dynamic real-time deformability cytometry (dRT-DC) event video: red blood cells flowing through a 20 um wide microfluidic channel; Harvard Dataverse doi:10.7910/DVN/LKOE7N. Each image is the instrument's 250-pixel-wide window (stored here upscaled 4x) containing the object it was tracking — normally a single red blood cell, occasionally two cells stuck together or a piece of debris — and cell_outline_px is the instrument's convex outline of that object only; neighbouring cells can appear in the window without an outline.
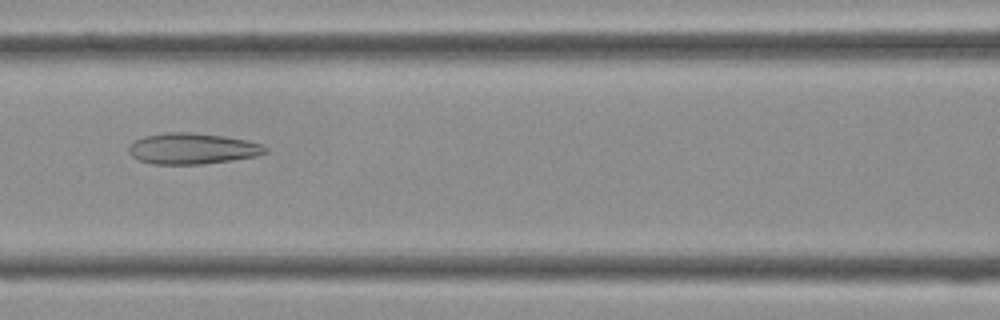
{"species": "Egyptian fruit bat (a non-hibernating species)", "species_latin": "Rousettus aegyptiacus", "temperature_condition": "cold", "stored_images_in_passage": 41, "camera_frame_rate_fps": 3000, "um_per_image_px": 0.085, "frame": {"image": 1, "passage_image": 18, "time_ms": 5.667, "image_size_px": [1000, 320], "cell_outline_px": [[268, 152], [256, 156], [232, 160], [200, 164], [152, 164], [140, 160], [132, 156], [128, 152], [128, 144], [144, 136], [168, 132], [192, 132], [224, 136], [248, 140], [264, 144], [268, 148]], "centroid_in_image_um": [16.37, 12.62], "position_along_channel_um": 150.2, "area_um2": 24.85}}
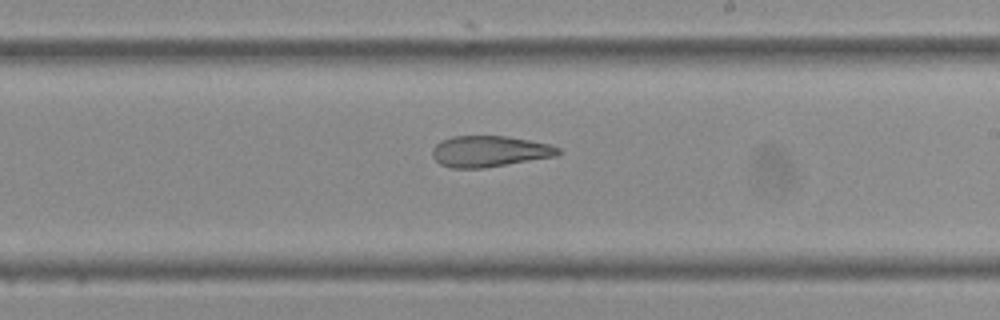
{"frame": {"image": 2, "passage_image": 24, "time_ms": 7.667, "image_size_px": [1000, 320], "cell_outline_px": [[564, 152], [556, 156], [484, 168], [448, 168], [440, 164], [432, 156], [432, 148], [440, 140], [452, 136], [508, 136], [552, 144], [560, 148]], "centroid_in_image_um": [41.62, 12.86], "position_along_channel_um": 247.4, "area_um2": 23.12}}
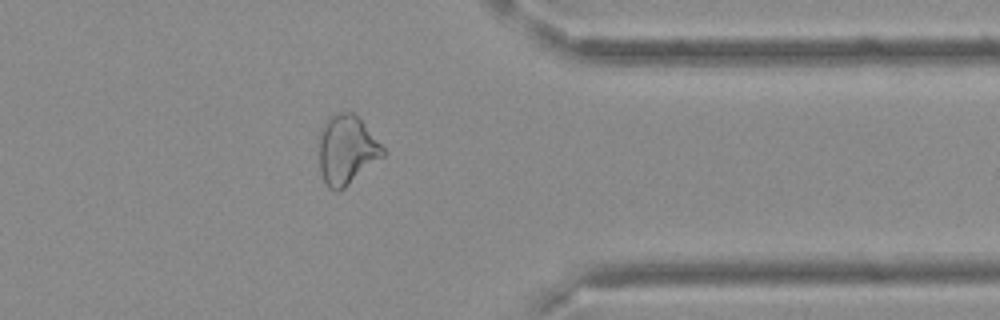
{"frame": {"image": 3, "passage_image": 33, "time_ms": 10.667, "image_size_px": [1000, 320], "cell_outline_px": [[384, 156], [340, 192], [336, 192], [328, 188], [324, 184], [320, 172], [320, 128], [324, 120], [336, 112], [352, 112], [360, 120], [384, 148]], "centroid_in_image_um": [29.43, 12.77], "position_along_channel_um": 382.0, "area_um2": 25.84}}